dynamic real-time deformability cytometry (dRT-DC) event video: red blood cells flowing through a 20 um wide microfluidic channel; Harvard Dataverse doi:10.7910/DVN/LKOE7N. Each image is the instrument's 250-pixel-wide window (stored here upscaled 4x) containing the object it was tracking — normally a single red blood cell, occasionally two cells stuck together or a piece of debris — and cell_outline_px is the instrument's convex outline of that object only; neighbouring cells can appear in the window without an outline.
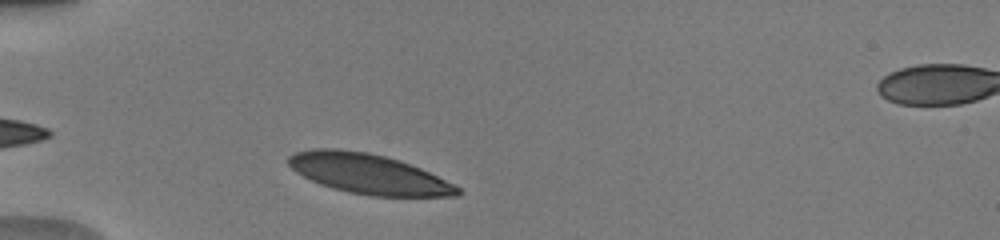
{"species": "human", "species_latin": "Homo sapiens", "temperature_condition": "warm", "stored_images_in_passage": 34, "camera_frame_rate_fps": 3000, "um_per_image_px": 0.085, "donor": {"sex": "male"}, "frame": {"image": 1, "passage_image": 3, "time_ms": 0.667, "image_size_px": [1000, 240], "cell_outline_px": [[464, 192], [456, 196], [372, 196], [348, 192], [332, 188], [320, 184], [296, 172], [288, 164], [288, 156], [296, 152], [312, 148], [336, 148], [368, 152], [400, 160], [420, 168], [456, 184]], "centroid_in_image_um": [31.35, 14.77], "position_along_channel_um": 53.7, "area_um2": 39.48}}
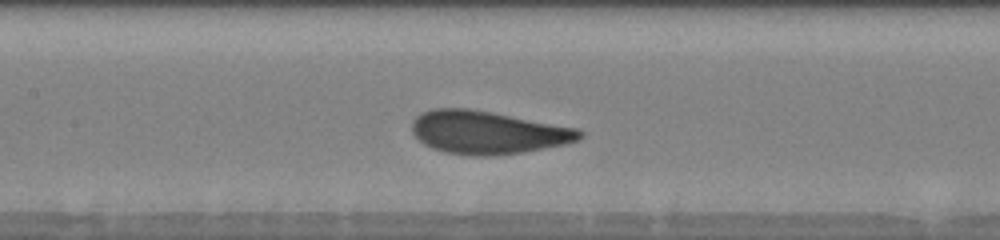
{"frame": {"image": 2, "passage_image": 13, "time_ms": 4.0, "image_size_px": [1000, 240], "cell_outline_px": [[584, 136], [580, 140], [568, 144], [524, 152], [496, 156], [472, 156], [444, 152], [432, 148], [424, 144], [412, 132], [412, 124], [416, 116], [432, 108], [468, 108], [492, 112], [576, 128], [584, 132]], "centroid_in_image_um": [41.48, 11.27], "position_along_channel_um": 165.9, "area_um2": 42.19}}
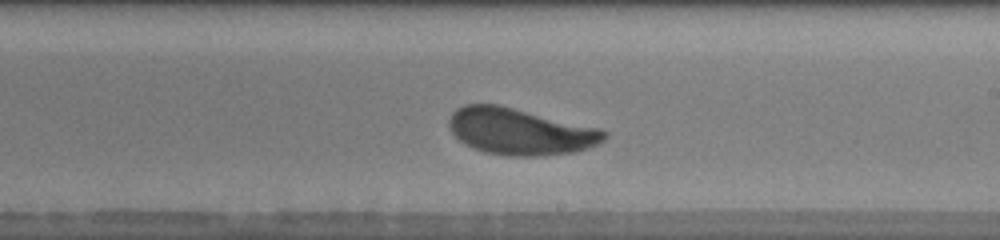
{"frame": {"image": 3, "passage_image": 19, "time_ms": 6.0, "image_size_px": [1000, 240], "cell_outline_px": [[608, 136], [604, 140], [588, 148], [576, 152], [544, 156], [508, 156], [484, 152], [464, 144], [448, 128], [448, 120], [452, 112], [456, 108], [464, 104], [500, 104], [600, 128], [608, 132]], "centroid_in_image_um": [44.21, 11.17], "position_along_channel_um": 244.8, "area_um2": 42.6}, "authors_computed_cell_mechanics": {"area_um2": 41.4715, "velocity_mm_per_s": 3.9505, "shape_relaxation_time_tau1_ms": 1.9736, "shape_relaxation_time_tau2_ms": null, "deformation_change_tau1": 0.1311, "deformation_change_tau2": null}}